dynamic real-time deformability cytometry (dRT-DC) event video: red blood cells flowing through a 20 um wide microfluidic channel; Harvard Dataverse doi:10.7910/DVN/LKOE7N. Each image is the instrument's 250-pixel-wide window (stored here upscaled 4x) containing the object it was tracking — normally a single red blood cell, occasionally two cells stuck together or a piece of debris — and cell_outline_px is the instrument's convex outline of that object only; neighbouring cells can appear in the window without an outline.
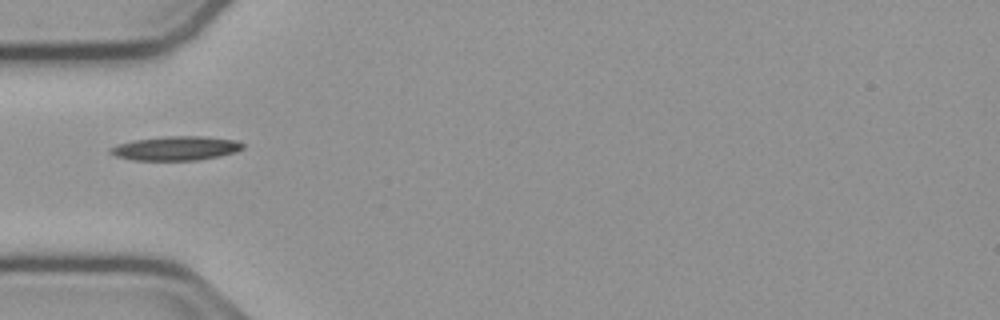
{"species": "common noctule bat (a hibernating species)", "species_latin": "Nyctalus noctula", "temperature_condition": "cold", "stored_images_in_passage": 38, "camera_frame_rate_fps": 3000, "um_per_image_px": 0.085, "animal": {"sex": "male", "body_mass_g": 23.1, "forearm_length_mm": 52.7}, "frame": {"image": 1, "passage_image": 1, "time_ms": 0.0, "image_size_px": [1000, 320], "cell_outline_px": [[244, 148], [236, 152], [220, 156], [196, 160], [132, 160], [116, 156], [108, 152], [108, 148], [132, 140], [164, 136], [204, 136], [236, 140], [244, 144]], "centroid_in_image_um": [14.96, 12.6], "position_along_channel_um": 70.0, "area_um2": 18.73}}
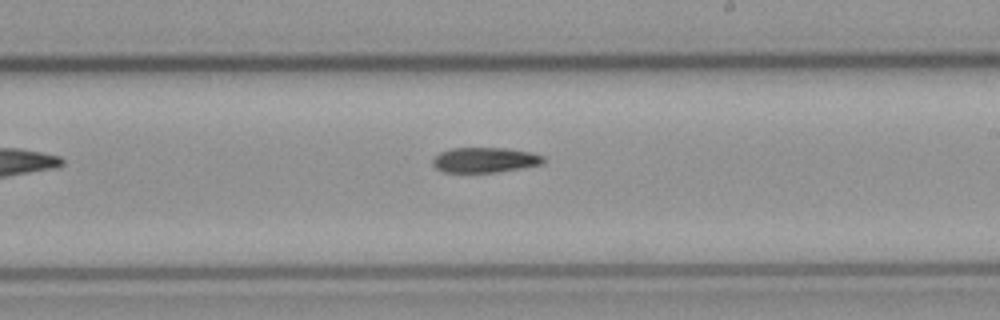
{"frame": {"image": 2, "passage_image": 15, "time_ms": 4.667, "image_size_px": [1000, 320], "cell_outline_px": [[544, 160], [540, 164], [520, 168], [492, 172], [444, 172], [436, 168], [432, 164], [432, 160], [440, 152], [452, 148], [504, 148], [532, 152], [544, 156]], "centroid_in_image_um": [41.19, 13.59], "position_along_channel_um": 247.8, "area_um2": 16.01}}
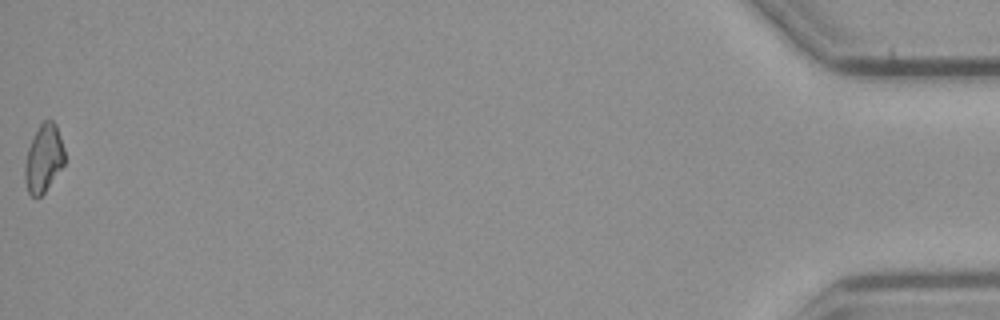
{"frame": {"image": 3, "passage_image": 38, "time_ms": 12.333, "image_size_px": [1000, 320], "cell_outline_px": [[64, 164], [44, 192], [40, 196], [32, 196], [28, 192], [24, 176], [24, 164], [28, 148], [40, 124], [44, 120], [52, 120], [56, 124], [64, 148]], "centroid_in_image_um": [3.7, 13.46], "position_along_channel_um": 431.5, "area_um2": 15.43}}